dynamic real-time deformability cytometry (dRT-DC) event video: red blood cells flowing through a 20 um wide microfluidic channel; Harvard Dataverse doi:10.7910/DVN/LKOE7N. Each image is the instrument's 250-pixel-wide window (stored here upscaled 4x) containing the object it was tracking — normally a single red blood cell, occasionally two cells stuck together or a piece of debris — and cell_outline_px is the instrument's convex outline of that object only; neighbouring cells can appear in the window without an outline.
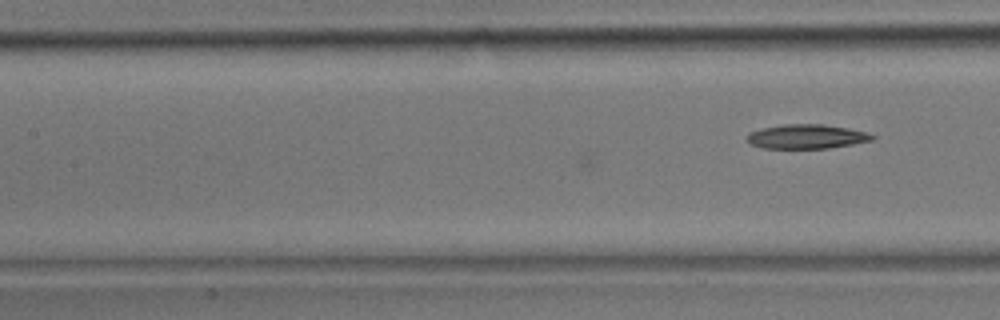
{"species": "common noctule bat (a hibernating species)", "species_latin": "Nyctalus noctula", "temperature_condition": "room temperature", "stored_images_in_passage": 21, "camera_frame_rate_fps": 3000, "um_per_image_px": 0.085, "animal": {"sex": "male", "body_mass_g": 17.9}, "frame": {"image": 1, "passage_image": 21, "time_ms": 6.667, "image_size_px": [1000, 320], "cell_outline_px": [[876, 136], [872, 140], [852, 144], [828, 148], [760, 148], [744, 140], [748, 132], [760, 128], [784, 124], [824, 124], [848, 128], [864, 132]], "centroid_in_image_um": [68.48, 11.6], "position_along_channel_um": 138.9, "area_um2": 17.8}}